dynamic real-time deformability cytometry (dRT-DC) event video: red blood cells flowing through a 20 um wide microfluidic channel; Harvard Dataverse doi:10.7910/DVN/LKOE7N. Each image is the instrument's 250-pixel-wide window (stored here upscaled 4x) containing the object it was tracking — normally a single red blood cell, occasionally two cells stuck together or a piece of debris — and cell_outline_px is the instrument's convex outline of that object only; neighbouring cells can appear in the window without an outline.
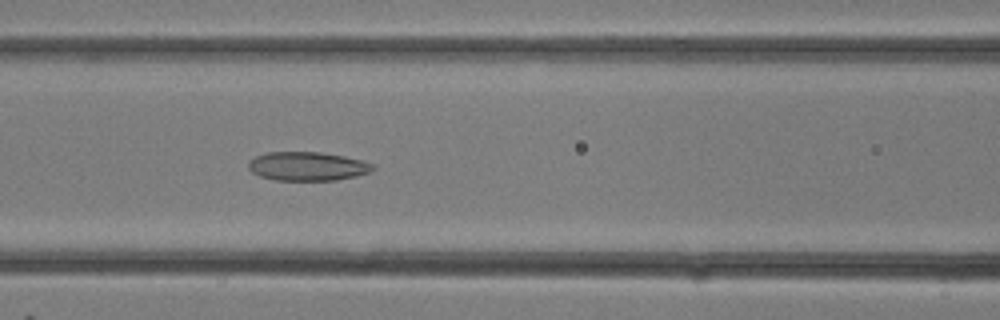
{"species": "common noctule bat (a hibernating species)", "species_latin": "Nyctalus noctula", "temperature_condition": "room temperature", "stored_images_in_passage": 12, "camera_frame_rate_fps": 3000, "um_per_image_px": 0.085, "animal": {"sex": "female"}, "frame": {"image": 1, "passage_image": 12, "time_ms": 3.667, "image_size_px": [1000, 320], "cell_outline_px": [[376, 168], [368, 172], [356, 176], [336, 180], [276, 180], [260, 176], [252, 172], [248, 168], [248, 160], [256, 156], [268, 152], [320, 152], [344, 156], [364, 160], [372, 164]], "centroid_in_image_um": [26.13, 14.13], "position_along_channel_um": 140.5, "area_um2": 20.92}}